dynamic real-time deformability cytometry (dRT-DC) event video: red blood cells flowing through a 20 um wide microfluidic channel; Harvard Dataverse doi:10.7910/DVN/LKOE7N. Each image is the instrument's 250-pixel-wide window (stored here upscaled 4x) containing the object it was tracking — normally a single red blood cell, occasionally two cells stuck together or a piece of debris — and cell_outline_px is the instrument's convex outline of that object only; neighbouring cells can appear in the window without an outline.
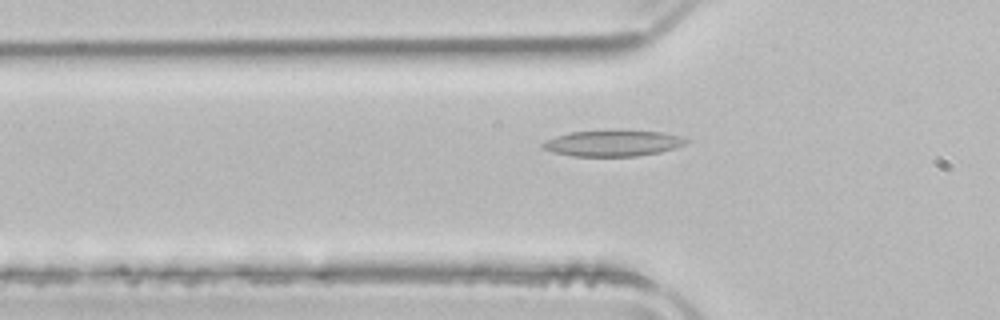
{"species": "common noctule bat (a hibernating species)", "species_latin": "Nyctalus noctula", "temperature_condition": "room temperature", "stored_images_in_passage": 52, "camera_frame_rate_fps": 3000, "um_per_image_px": 0.085, "animal": {"sex": "male", "body_mass_g": 21.5, "forearm_length_mm": 52.0}, "frame": {"image": 1, "passage_image": 17, "time_ms": 5.333, "image_size_px": [1000, 320], "cell_outline_px": [[688, 140], [684, 144], [676, 148], [660, 152], [636, 156], [572, 156], [552, 152], [544, 148], [540, 144], [556, 136], [572, 132], [608, 128], [612, 128], [664, 132], [680, 136]], "centroid_in_image_um": [52.11, 12.14], "position_along_channel_um": 73.7, "area_um2": 22.37}}
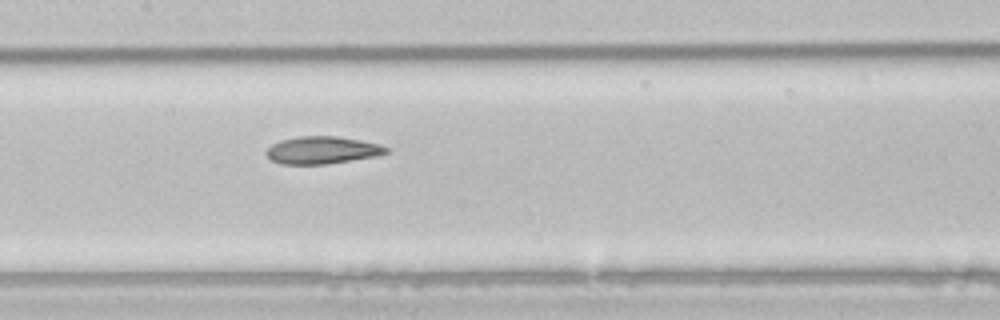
{"frame": {"image": 2, "passage_image": 25, "time_ms": 8.0, "image_size_px": [1000, 320], "cell_outline_px": [[388, 152], [376, 156], [324, 164], [280, 164], [272, 160], [264, 152], [272, 144], [280, 140], [300, 136], [336, 136], [360, 140], [380, 144], [388, 148]], "centroid_in_image_um": [27.36, 12.75], "position_along_channel_um": 180.0, "area_um2": 19.02}}
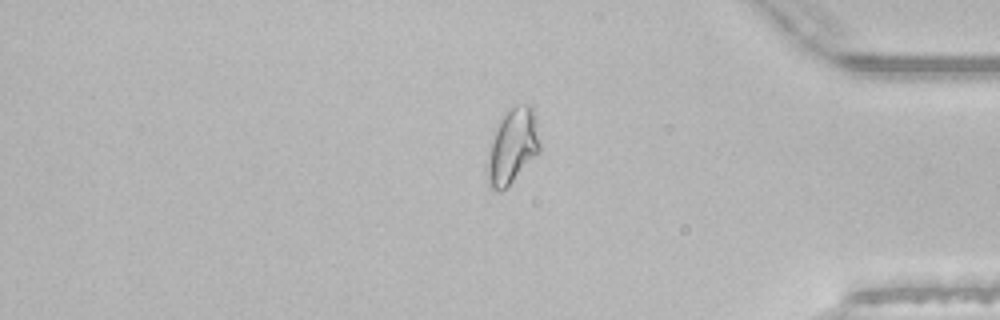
{"frame": {"image": 3, "passage_image": 43, "time_ms": 14.0, "image_size_px": [1000, 320], "cell_outline_px": [[540, 152], [500, 192], [496, 192], [488, 184], [488, 160], [492, 132], [500, 116], [516, 104], [528, 104], [532, 108], [540, 144]], "centroid_in_image_um": [43.54, 12.38], "position_along_channel_um": 391.7, "area_um2": 22.66}, "authors_computed_cell_mechanics": {"area_um2": 21.6172, "velocity_mm_per_s": 3.9485, "shape_relaxation_time_tau1_ms": null, "shape_relaxation_time_tau2_ms": 4.1602, "deformation_change_tau1": null, "deformation_change_tau2": 0.1198}}